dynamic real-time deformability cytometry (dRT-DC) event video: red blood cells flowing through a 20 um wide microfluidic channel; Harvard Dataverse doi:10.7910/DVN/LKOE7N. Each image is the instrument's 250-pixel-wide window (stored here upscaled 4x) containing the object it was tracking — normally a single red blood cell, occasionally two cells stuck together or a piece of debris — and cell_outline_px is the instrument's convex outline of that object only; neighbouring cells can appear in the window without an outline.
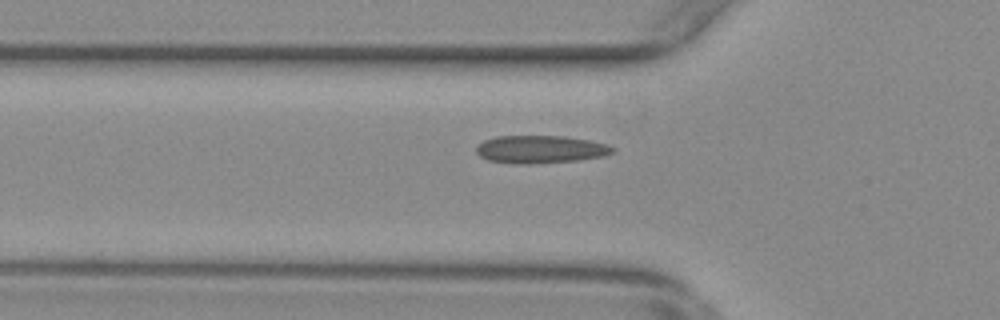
{"species": "common noctule bat (a hibernating species)", "species_latin": "Nyctalus noctula", "temperature_condition": "warm", "stored_images_in_passage": 40, "camera_frame_rate_fps": 3000, "um_per_image_px": 0.085, "animal": {"sex": "female", "body_mass_g": 29.2, "forearm_length_mm": 56.3}, "frame": {"image": 1, "passage_image": 5, "time_ms": 1.333, "image_size_px": [1000, 320], "cell_outline_px": [[616, 152], [604, 156], [576, 160], [528, 164], [488, 160], [480, 156], [476, 152], [476, 144], [484, 140], [496, 136], [564, 136], [588, 140], [608, 144], [616, 148]], "centroid_in_image_um": [45.96, 12.68], "position_along_channel_um": 79.8, "area_um2": 22.02}}
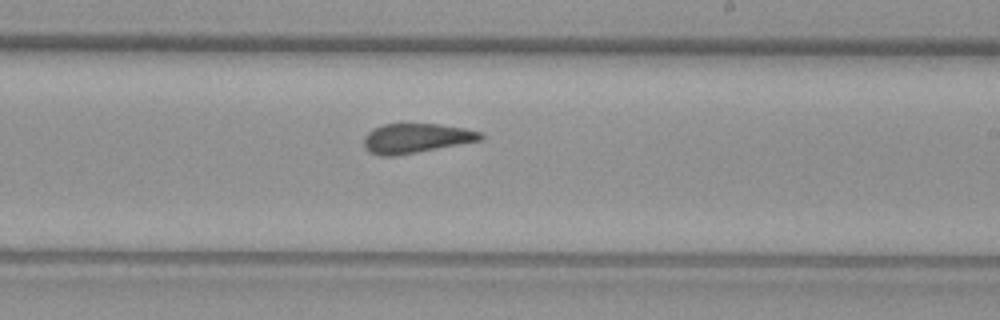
{"frame": {"image": 2, "passage_image": 19, "time_ms": 6.0, "image_size_px": [1000, 320], "cell_outline_px": [[484, 140], [416, 152], [392, 156], [380, 156], [368, 152], [364, 148], [364, 136], [372, 128], [384, 124], [440, 124], [464, 128], [484, 132]], "centroid_in_image_um": [35.38, 11.75], "position_along_channel_um": 253.6, "area_um2": 20.29}}
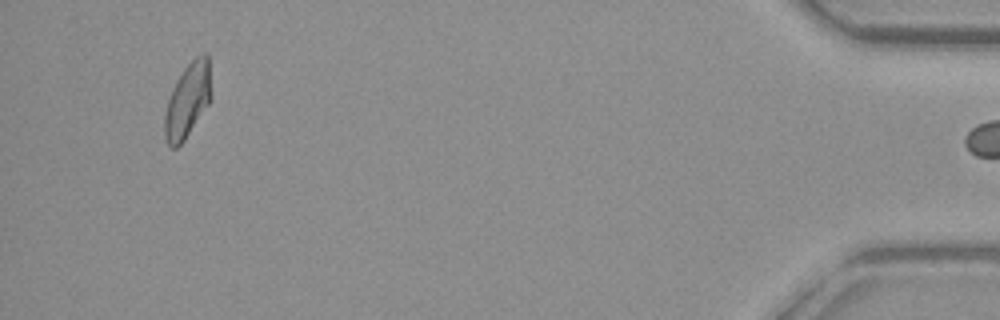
{"frame": {"image": 3, "passage_image": 39, "time_ms": 12.667, "image_size_px": [1000, 320], "cell_outline_px": [[212, 100], [184, 140], [176, 148], [172, 148], [168, 144], [164, 136], [164, 116], [168, 100], [172, 88], [176, 80], [184, 68], [196, 56], [204, 52], [208, 52], [212, 96]], "centroid_in_image_um": [15.97, 8.51], "position_along_channel_um": 419.2, "area_um2": 20.46}, "authors_computed_cell_mechanics": {"area_um2": 20.7213, "velocity_mm_per_s": 3.7195, "shape_relaxation_time_tau1_ms": 9.0313, "shape_relaxation_time_tau2_ms": 1.2691, "deformation_change_tau1": 0.196, "deformation_change_tau2": 0.086}}